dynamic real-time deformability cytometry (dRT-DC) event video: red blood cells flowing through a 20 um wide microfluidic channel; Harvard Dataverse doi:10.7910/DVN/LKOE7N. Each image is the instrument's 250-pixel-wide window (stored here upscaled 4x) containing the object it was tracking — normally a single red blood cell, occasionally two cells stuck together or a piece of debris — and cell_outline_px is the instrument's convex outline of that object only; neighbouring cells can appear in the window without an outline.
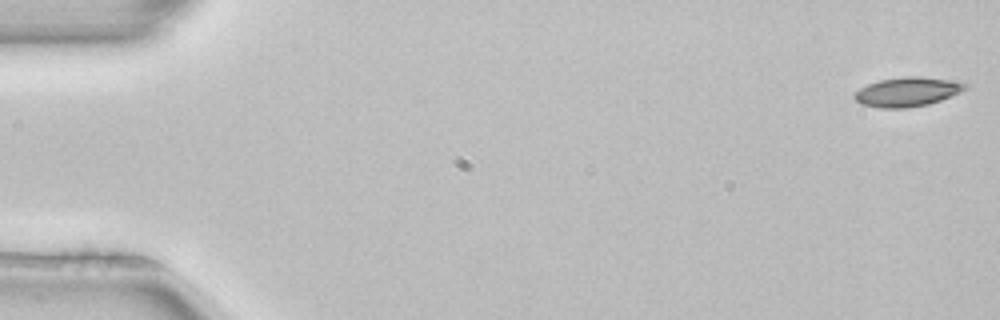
{"species": "common noctule bat (a hibernating species)", "species_latin": "Nyctalus noctula", "temperature_condition": "room temperature", "stored_images_in_passage": 52, "camera_frame_rate_fps": 3000, "um_per_image_px": 0.085, "animal": {"sex": "female", "body_mass_g": 22.7, "forearm_length_mm": 54.2}, "frame": {"image": 1, "passage_image": 1, "time_ms": 0.0, "image_size_px": [1000, 320], "cell_outline_px": [[968, 88], [940, 100], [928, 104], [908, 108], [880, 108], [860, 104], [852, 96], [852, 92], [868, 84], [880, 80], [904, 76], [920, 76], [948, 80], [968, 84]], "centroid_in_image_um": [77.06, 7.81], "position_along_channel_um": 7.9, "area_um2": 18.9}}
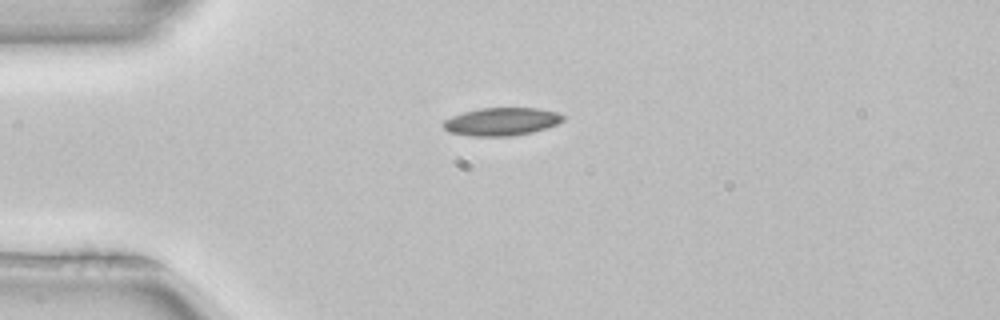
{"frame": {"image": 2, "passage_image": 13, "time_ms": 4.0, "image_size_px": [1000, 320], "cell_outline_px": [[564, 120], [556, 124], [532, 132], [508, 136], [472, 136], [448, 132], [440, 124], [444, 120], [452, 116], [464, 112], [480, 108], [536, 108], [556, 112], [564, 116]], "centroid_in_image_um": [42.58, 10.33], "position_along_channel_um": 42.4, "area_um2": 19.36}}
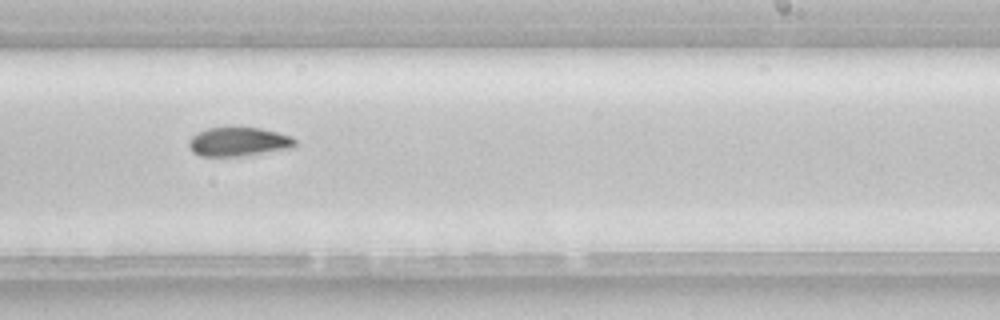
{"frame": {"image": 3, "passage_image": 32, "time_ms": 10.333, "image_size_px": [1000, 320], "cell_outline_px": [[296, 144], [292, 148], [240, 156], [200, 156], [192, 152], [188, 144], [188, 140], [196, 132], [208, 128], [228, 124], [260, 128], [292, 136], [296, 140]], "centroid_in_image_um": [20.23, 12.0], "position_along_channel_um": 268.8, "area_um2": 18.61}, "authors_computed_cell_mechanics": {"area_um2": 18.5827, "velocity_mm_per_s": 3.9741, "shape_relaxation_time_tau1_ms": null, "shape_relaxation_time_tau2_ms": 9.4555, "deformation_change_tau1": null, "deformation_change_tau2": 0.1571}}